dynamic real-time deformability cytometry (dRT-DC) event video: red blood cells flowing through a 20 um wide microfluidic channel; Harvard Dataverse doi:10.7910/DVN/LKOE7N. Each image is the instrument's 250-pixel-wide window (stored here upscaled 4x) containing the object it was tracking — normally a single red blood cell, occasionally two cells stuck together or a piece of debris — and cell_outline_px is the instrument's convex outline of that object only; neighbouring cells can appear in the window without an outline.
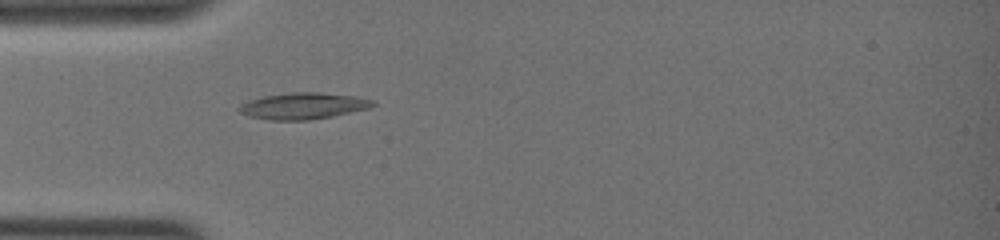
{"species": "common noctule bat (a hibernating species)", "species_latin": "Nyctalus noctula", "temperature_condition": "warm", "stored_images_in_passage": 4, "camera_frame_rate_fps": 3000, "um_per_image_px": 0.085, "animal": {"sex": "female", "body_mass_g": 19.0, "forearm_length_mm": 51.5}, "frame": {"image": 1, "passage_image": 1, "time_ms": 0.0, "image_size_px": [1000, 240], "cell_outline_px": [[376, 104], [368, 108], [332, 116], [308, 120], [268, 120], [248, 116], [240, 112], [236, 108], [240, 104], [248, 100], [264, 96], [292, 92], [320, 92], [356, 96], [372, 100]], "centroid_in_image_um": [25.72, 9.0], "position_along_channel_um": 59.3, "area_um2": 20.58}}